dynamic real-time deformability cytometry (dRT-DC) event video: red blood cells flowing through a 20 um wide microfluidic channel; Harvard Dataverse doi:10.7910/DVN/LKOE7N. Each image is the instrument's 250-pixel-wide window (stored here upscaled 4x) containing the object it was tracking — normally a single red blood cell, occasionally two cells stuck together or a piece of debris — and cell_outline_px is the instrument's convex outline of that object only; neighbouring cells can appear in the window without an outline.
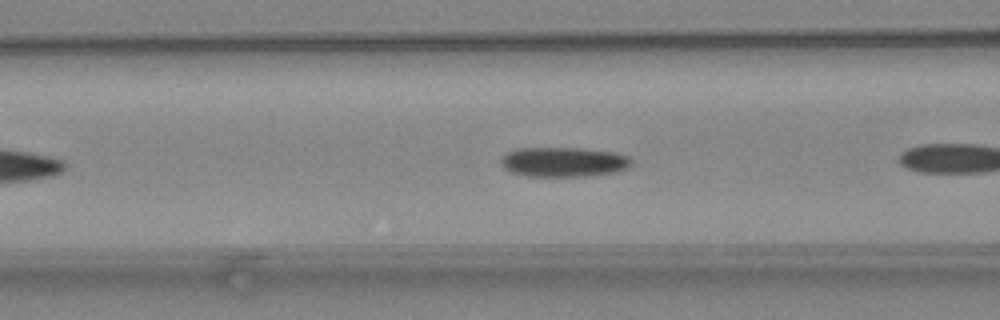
{"species": "common noctule bat (a hibernating species)", "species_latin": "Nyctalus noctula", "temperature_condition": "warm", "stored_images_in_passage": 15, "camera_frame_rate_fps": 3000, "um_per_image_px": 0.085, "animal": {"sex": "female", "body_mass_g": 24.6, "forearm_length_mm": 56.2}, "frame": {"image": 1, "passage_image": 5, "time_ms": 1.333, "image_size_px": [1000, 320], "cell_outline_px": [[632, 164], [628, 168], [616, 172], [584, 176], [528, 176], [508, 172], [500, 164], [500, 160], [508, 152], [516, 148], [584, 148], [616, 152], [628, 156], [632, 160]], "centroid_in_image_um": [47.91, 13.76], "position_along_channel_um": 118.7, "area_um2": 22.83}}
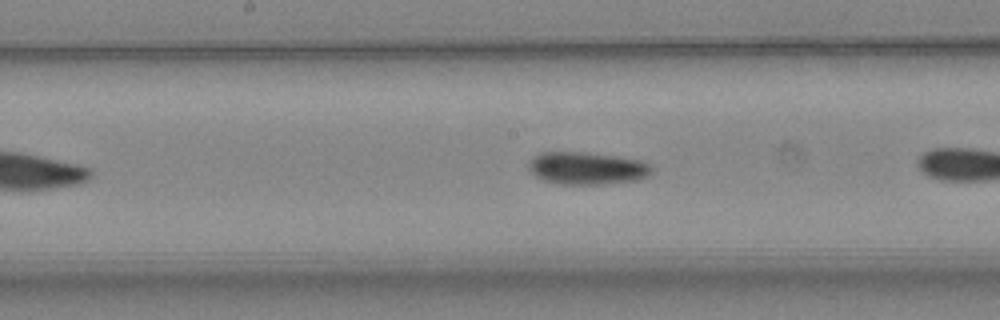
{"frame": {"image": 2, "passage_image": 11, "time_ms": 3.333, "image_size_px": [1000, 320], "cell_outline_px": [[652, 172], [648, 176], [640, 180], [604, 184], [560, 184], [544, 180], [536, 176], [528, 168], [528, 164], [532, 156], [540, 152], [584, 152], [616, 156], [640, 160], [652, 164]], "centroid_in_image_um": [49.91, 14.3], "position_along_channel_um": 198.3, "area_um2": 23.52}}